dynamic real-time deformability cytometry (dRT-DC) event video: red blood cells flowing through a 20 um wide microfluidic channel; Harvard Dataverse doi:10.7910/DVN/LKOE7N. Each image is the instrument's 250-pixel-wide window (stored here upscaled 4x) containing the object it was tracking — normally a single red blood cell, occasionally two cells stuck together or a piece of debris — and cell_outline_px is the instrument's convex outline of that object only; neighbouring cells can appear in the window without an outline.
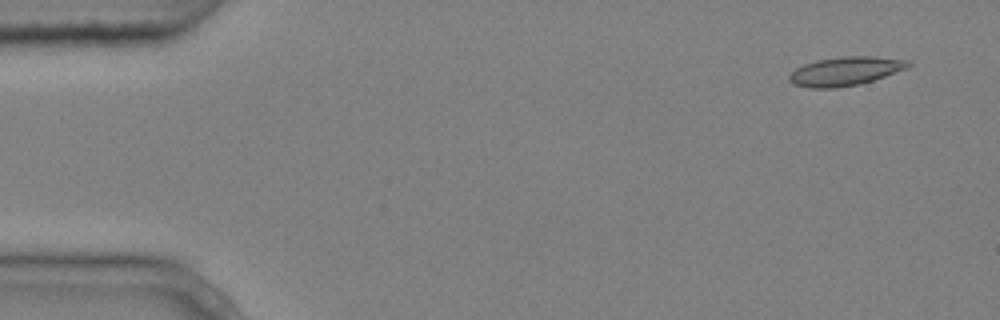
{"species": "common noctule bat (a hibernating species)", "species_latin": "Nyctalus noctula", "temperature_condition": "cold", "stored_images_in_passage": 4, "camera_frame_rate_fps": 3000, "um_per_image_px": 0.085, "animal": {"sex": "male", "body_mass_g": 20.4}, "frame": {"image": 1, "passage_image": 1, "time_ms": 0.0, "image_size_px": [1000, 320], "cell_outline_px": [[912, 64], [908, 68], [860, 84], [836, 88], [808, 88], [792, 84], [788, 80], [788, 76], [796, 68], [804, 64], [816, 60], [844, 56], [872, 56], [908, 60]], "centroid_in_image_um": [71.82, 6.05], "position_along_channel_um": 13.2, "area_um2": 20.0}}
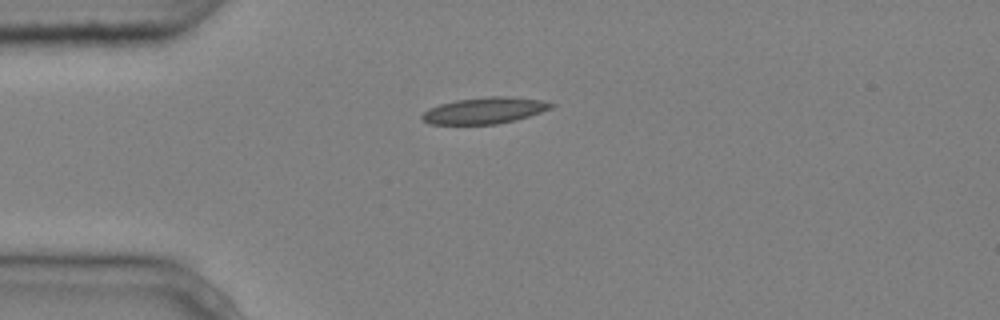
{"frame": {"image": 2, "passage_image": 4, "time_ms": 1.0, "image_size_px": [1000, 320], "cell_outline_px": [[556, 104], [552, 108], [516, 120], [496, 124], [428, 124], [420, 116], [428, 108], [440, 104], [456, 100], [488, 96], [504, 96], [540, 100]], "centroid_in_image_um": [41.17, 9.39], "position_along_channel_um": 43.8, "area_um2": 19.71}}